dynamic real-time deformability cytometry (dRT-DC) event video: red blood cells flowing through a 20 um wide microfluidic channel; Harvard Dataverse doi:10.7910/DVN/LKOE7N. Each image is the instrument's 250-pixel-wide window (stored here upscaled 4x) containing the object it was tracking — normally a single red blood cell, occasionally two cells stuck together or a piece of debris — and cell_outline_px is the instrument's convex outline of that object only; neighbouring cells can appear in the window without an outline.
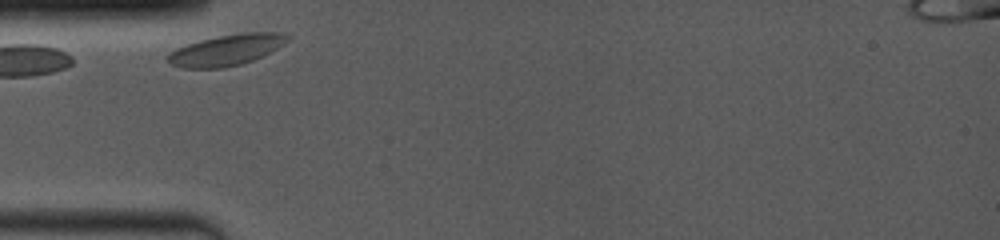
{"species": "common noctule bat (a hibernating species)", "species_latin": "Nyctalus noctula", "temperature_condition": "room temperature", "stored_images_in_passage": 18, "camera_frame_rate_fps": 4000, "um_per_image_px": 0.085, "animal": {"sex": "female", "body_mass_g": 19.0, "forearm_length_mm": 53.3}, "frame": {"image": 1, "passage_image": 1, "time_ms": 0.0, "image_size_px": [1000, 240], "cell_outline_px": [[292, 36], [288, 40], [276, 48], [252, 60], [240, 64], [224, 68], [184, 68], [172, 64], [168, 60], [168, 56], [176, 48], [200, 40], [220, 36], [244, 32], [284, 32]], "centroid_in_image_um": [19.28, 4.24], "position_along_channel_um": 65.7, "area_um2": 21.21}}
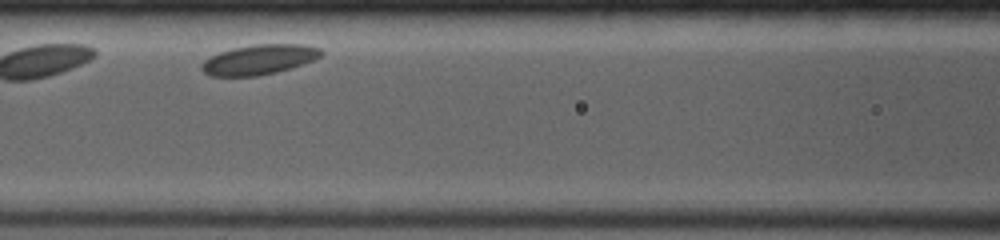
{"frame": {"image": 2, "passage_image": 12, "time_ms": 2.25, "image_size_px": [1000, 240], "cell_outline_px": [[324, 52], [320, 56], [312, 60], [276, 72], [256, 76], [212, 76], [204, 72], [200, 68], [200, 64], [204, 60], [220, 52], [232, 48], [252, 44], [304, 44], [320, 48]], "centroid_in_image_um": [21.99, 5.05], "position_along_channel_um": 144.6, "area_um2": 20.69}}